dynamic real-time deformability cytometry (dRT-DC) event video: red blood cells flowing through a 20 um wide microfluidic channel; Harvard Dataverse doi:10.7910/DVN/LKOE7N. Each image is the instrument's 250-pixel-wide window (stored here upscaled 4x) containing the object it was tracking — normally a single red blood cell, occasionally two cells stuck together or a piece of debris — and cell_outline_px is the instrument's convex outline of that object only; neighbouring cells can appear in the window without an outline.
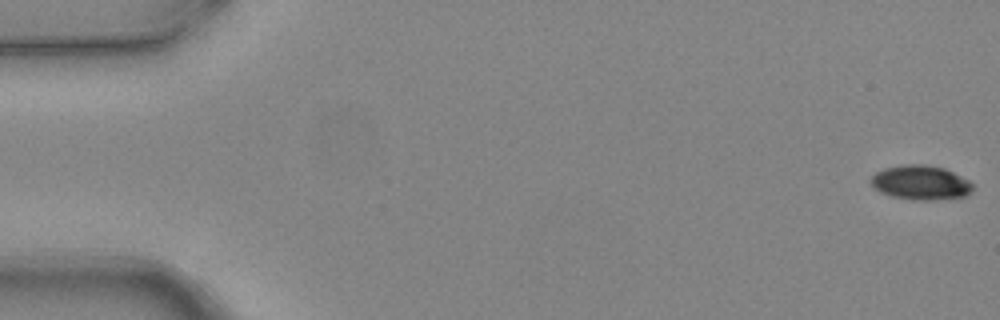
{"species": "common noctule bat (a hibernating species)", "species_latin": "Nyctalus noctula", "temperature_condition": "warm", "stored_images_in_passage": 6, "camera_frame_rate_fps": 3000, "um_per_image_px": 0.085, "animal": {"sex": "female", "body_mass_g": 24.6, "forearm_length_mm": 56.2}, "frame": {"image": 1, "passage_image": 1, "time_ms": 0.0, "image_size_px": [1000, 320], "cell_outline_px": [[972, 188], [964, 196], [932, 200], [912, 200], [892, 196], [880, 192], [872, 184], [872, 176], [876, 172], [884, 168], [904, 164], [924, 164], [944, 168], [968, 180], [972, 184]], "centroid_in_image_um": [78.23, 15.51], "position_along_channel_um": 6.8, "area_um2": 20.11}}